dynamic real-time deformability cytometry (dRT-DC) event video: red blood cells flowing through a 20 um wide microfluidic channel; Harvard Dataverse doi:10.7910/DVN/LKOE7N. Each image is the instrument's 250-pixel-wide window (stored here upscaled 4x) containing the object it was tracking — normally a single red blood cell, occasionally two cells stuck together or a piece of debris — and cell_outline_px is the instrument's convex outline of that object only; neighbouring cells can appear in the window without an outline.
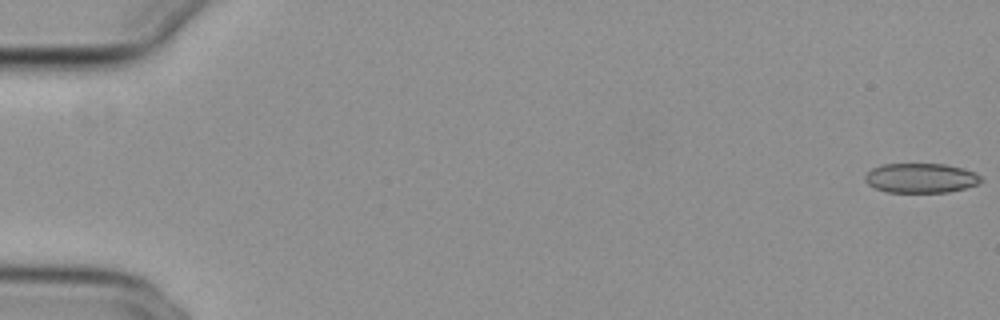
{"species": "common noctule bat (a hibernating species)", "species_latin": "Nyctalus noctula", "temperature_condition": "cold", "stored_images_in_passage": 10, "camera_frame_rate_fps": 3000, "um_per_image_px": 0.085, "animal": {"sex": "female", "body_mass_g": 29.2, "forearm_length_mm": 56.3}, "frame": {"image": 1, "passage_image": 1, "time_ms": 0.0, "image_size_px": [1000, 320], "cell_outline_px": [[984, 180], [980, 184], [948, 192], [888, 192], [876, 188], [868, 184], [864, 180], [864, 176], [872, 168], [884, 164], [944, 164], [964, 168], [980, 176]], "centroid_in_image_um": [78.28, 15.13], "position_along_channel_um": 6.7, "area_um2": 20.0}}